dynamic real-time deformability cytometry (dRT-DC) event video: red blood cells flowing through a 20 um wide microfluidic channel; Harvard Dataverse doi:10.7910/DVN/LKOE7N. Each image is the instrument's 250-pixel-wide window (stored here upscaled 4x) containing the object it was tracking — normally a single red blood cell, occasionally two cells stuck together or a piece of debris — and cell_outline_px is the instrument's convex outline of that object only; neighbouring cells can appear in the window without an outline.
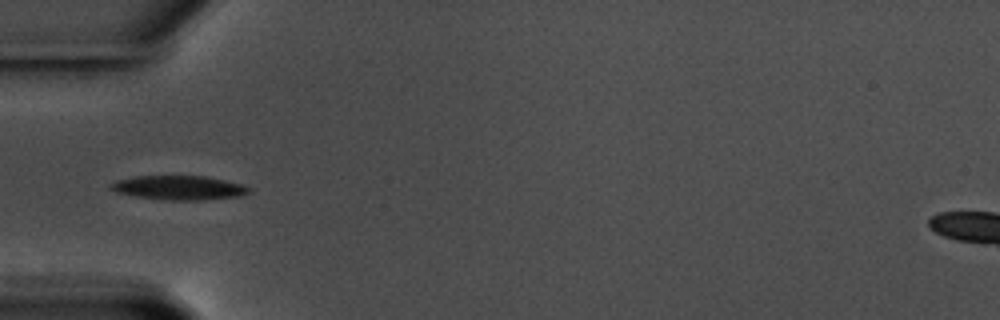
{"species": "common noctule bat (a hibernating species)", "species_latin": "Nyctalus noctula", "temperature_condition": "warm", "stored_images_in_passage": 40, "camera_frame_rate_fps": 3000, "um_per_image_px": 0.085, "animal": {"sex": "male", "body_mass_g": 17.5, "forearm_length_mm": 52.3}, "frame": {"image": 1, "passage_image": 1, "time_ms": 0.0, "image_size_px": [1000, 320], "cell_outline_px": [[248, 192], [236, 196], [200, 200], [168, 200], [136, 196], [116, 192], [108, 184], [116, 180], [136, 176], [204, 176], [224, 180], [240, 184], [248, 188]], "centroid_in_image_um": [15.13, 15.95], "position_along_channel_um": 69.9, "area_um2": 19.02}}
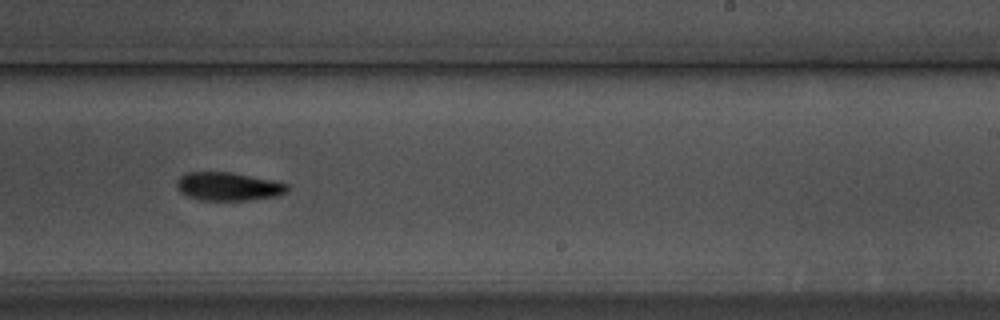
{"frame": {"image": 2, "passage_image": 18, "time_ms": 5.667, "image_size_px": [1000, 320], "cell_outline_px": [[288, 192], [276, 196], [248, 200], [200, 200], [188, 196], [180, 192], [176, 188], [176, 180], [180, 176], [188, 172], [232, 172], [272, 180], [288, 184]], "centroid_in_image_um": [19.38, 15.84], "position_along_channel_um": 269.6, "area_um2": 18.32}}
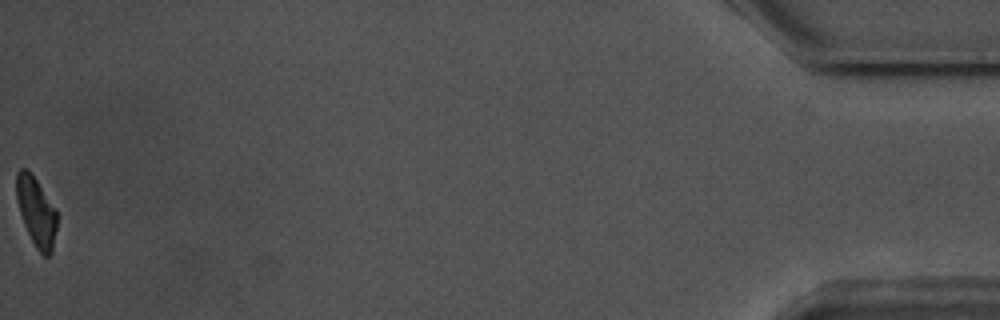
{"frame": {"image": 3, "passage_image": 40, "time_ms": 13.0, "image_size_px": [1000, 320], "cell_outline_px": [[56, 228], [52, 252], [48, 256], [44, 256], [36, 248], [24, 224], [16, 200], [16, 172], [20, 168], [28, 168], [56, 208]], "centroid_in_image_um": [3.07, 17.95], "position_along_channel_um": 432.1, "area_um2": 16.3}, "authors_computed_cell_mechanics": {"area_um2": 18.4382, "velocity_mm_per_s": 3.5494, "shape_relaxation_time_tau1_ms": 2.0826, "shape_relaxation_time_tau2_ms": null, "deformation_change_tau1": 0.12, "deformation_change_tau2": null}}